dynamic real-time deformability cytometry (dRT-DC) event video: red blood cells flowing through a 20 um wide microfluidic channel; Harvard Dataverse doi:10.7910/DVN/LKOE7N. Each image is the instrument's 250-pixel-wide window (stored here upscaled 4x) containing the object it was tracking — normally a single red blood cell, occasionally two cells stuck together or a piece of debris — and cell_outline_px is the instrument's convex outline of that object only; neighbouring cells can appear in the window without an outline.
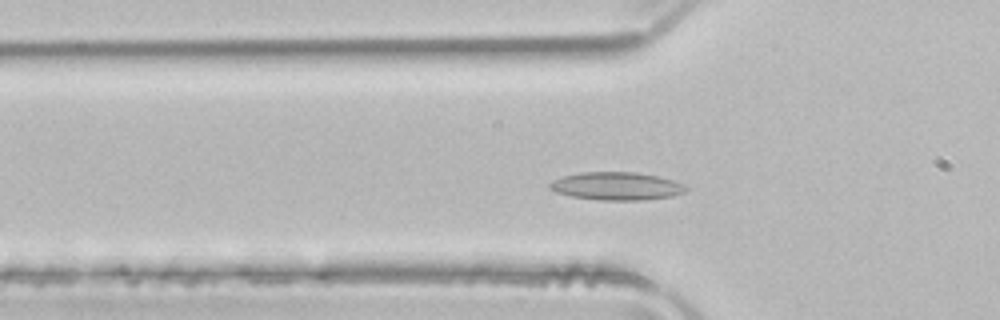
{"species": "common noctule bat (a hibernating species)", "species_latin": "Nyctalus noctula", "temperature_condition": "room temperature", "stored_images_in_passage": 49, "camera_frame_rate_fps": 3000, "um_per_image_px": 0.085, "animal": {"sex": "male", "body_mass_g": 21.5, "forearm_length_mm": 52.0}, "frame": {"image": 1, "passage_image": 13, "time_ms": 4.0, "image_size_px": [1000, 320], "cell_outline_px": [[688, 188], [684, 192], [672, 196], [644, 200], [600, 200], [572, 196], [556, 192], [548, 188], [548, 184], [552, 180], [564, 176], [584, 172], [636, 172], [656, 176], [672, 180], [684, 184]], "centroid_in_image_um": [52.4, 15.82], "position_along_channel_um": 73.4, "area_um2": 22.08}}
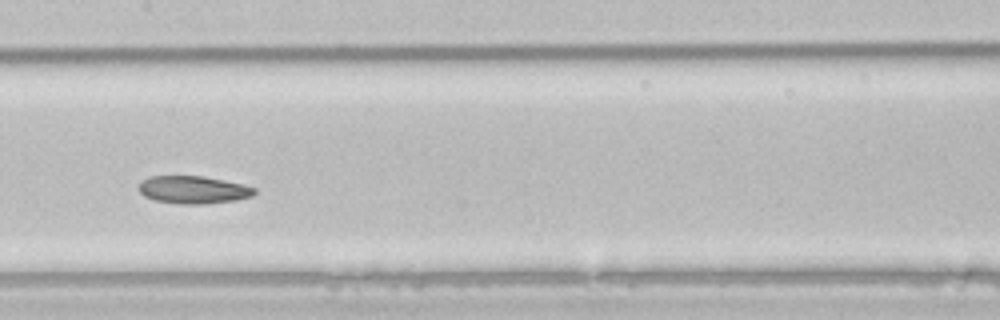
{"frame": {"image": 2, "passage_image": 22, "time_ms": 7.0, "image_size_px": [1000, 320], "cell_outline_px": [[256, 192], [252, 196], [236, 200], [204, 204], [180, 204], [156, 200], [144, 196], [136, 188], [148, 176], [204, 176], [224, 180], [256, 188]], "centroid_in_image_um": [16.42, 16.13], "position_along_channel_um": 191.0, "area_um2": 18.61}}
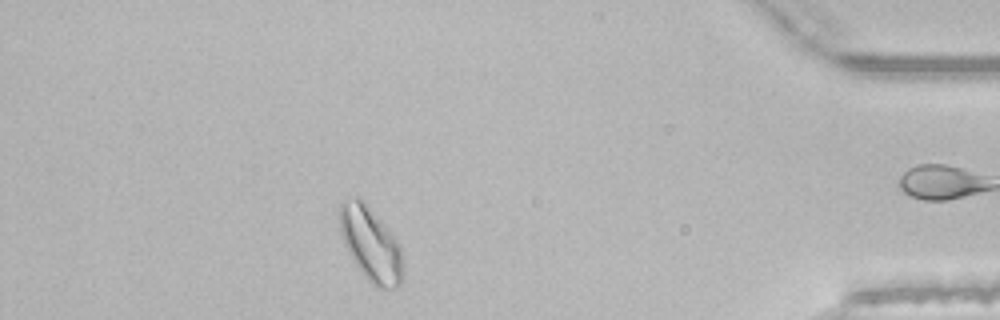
{"frame": {"image": 3, "passage_image": 42, "time_ms": 13.667, "image_size_px": [1000, 320], "cell_outline_px": [[404, 276], [400, 284], [396, 288], [380, 292], [364, 276], [348, 252], [344, 244], [340, 232], [340, 204], [344, 200], [356, 196], [364, 200], [368, 204], [388, 228], [396, 240], [400, 248]], "centroid_in_image_um": [31.53, 20.78], "position_along_channel_um": 403.7, "area_um2": 27.63}, "authors_computed_cell_mechanics": {"area_um2": 20.7502, "velocity_mm_per_s": 3.9046, "shape_relaxation_time_tau1_ms": 7.6839, "shape_relaxation_time_tau2_ms": 8.1544, "deformation_change_tau1": 0.1448, "deformation_change_tau2": 0.1425}}